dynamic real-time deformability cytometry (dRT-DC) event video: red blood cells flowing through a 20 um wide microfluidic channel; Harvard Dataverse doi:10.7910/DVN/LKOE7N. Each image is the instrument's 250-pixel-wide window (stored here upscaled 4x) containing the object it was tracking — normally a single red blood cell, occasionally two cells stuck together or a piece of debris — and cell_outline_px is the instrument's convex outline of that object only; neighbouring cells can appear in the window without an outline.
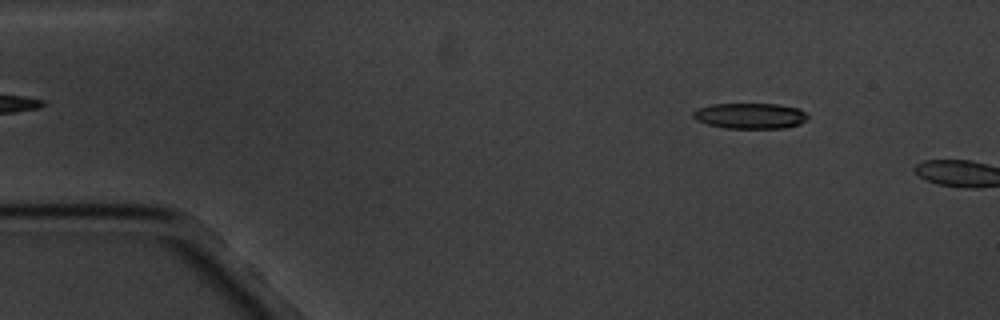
{"species": "common noctule bat (a hibernating species)", "species_latin": "Nyctalus noctula", "temperature_condition": "cold", "stored_images_in_passage": 2, "camera_frame_rate_fps": 3000, "um_per_image_px": 0.085, "animal": {"sex": "male", "body_mass_g": 20.1, "forearm_length_mm": 53.5}, "frame": {"image": 1, "passage_image": 1, "time_ms": 0.0, "image_size_px": [1000, 320], "cell_outline_px": [[808, 120], [800, 124], [784, 128], [724, 128], [708, 124], [696, 120], [692, 116], [692, 112], [696, 108], [712, 104], [776, 104], [800, 108], [808, 116]], "centroid_in_image_um": [63.76, 9.84], "position_along_channel_um": 21.2, "area_um2": 17.28}}